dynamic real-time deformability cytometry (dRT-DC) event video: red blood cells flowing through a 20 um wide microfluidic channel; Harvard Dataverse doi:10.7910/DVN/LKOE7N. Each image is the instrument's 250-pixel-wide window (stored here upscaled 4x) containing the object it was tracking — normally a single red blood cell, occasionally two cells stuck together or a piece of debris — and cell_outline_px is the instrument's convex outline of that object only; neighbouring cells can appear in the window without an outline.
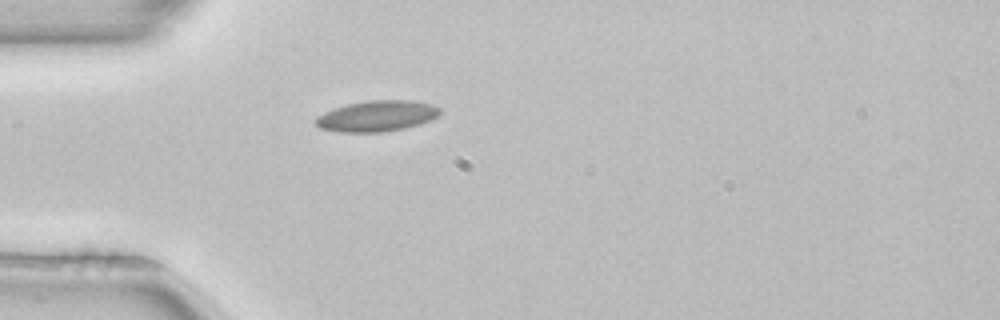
{"species": "common noctule bat (a hibernating species)", "species_latin": "Nyctalus noctula", "temperature_condition": "room temperature", "stored_images_in_passage": 3, "camera_frame_rate_fps": 3000, "um_per_image_px": 0.085, "animal": {"sex": "female", "body_mass_g": 22.7, "forearm_length_mm": 54.2}, "frame": {"image": 1, "passage_image": 3, "time_ms": 0.667, "image_size_px": [1000, 320], "cell_outline_px": [[440, 112], [432, 120], [420, 124], [404, 128], [380, 132], [340, 132], [320, 128], [316, 124], [316, 116], [324, 112], [348, 104], [368, 100], [412, 100], [432, 104], [440, 108]], "centroid_in_image_um": [32.05, 9.86], "position_along_channel_um": 52.9, "area_um2": 22.25}}